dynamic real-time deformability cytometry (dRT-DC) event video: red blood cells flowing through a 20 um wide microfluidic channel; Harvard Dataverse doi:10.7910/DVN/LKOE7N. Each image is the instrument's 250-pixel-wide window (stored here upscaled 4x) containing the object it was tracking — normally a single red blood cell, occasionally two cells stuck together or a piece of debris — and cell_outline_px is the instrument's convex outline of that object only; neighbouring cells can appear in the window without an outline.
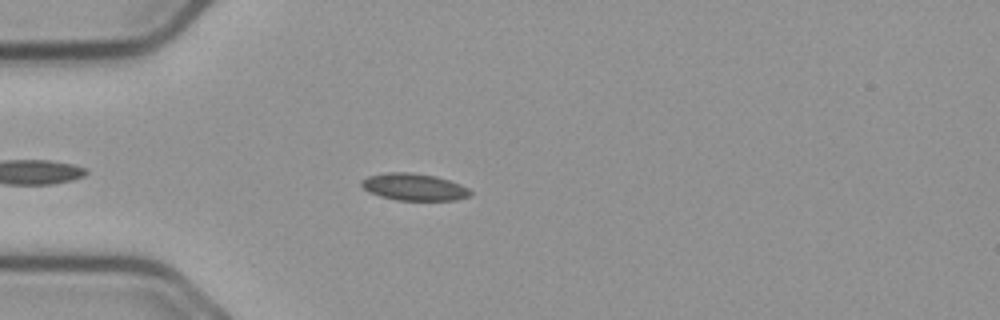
{"species": "common noctule bat (a hibernating species)", "species_latin": "Nyctalus noctula", "temperature_condition": "cold", "stored_images_in_passage": 26, "camera_frame_rate_fps": 3000, "um_per_image_px": 0.085, "animal": {"sex": "male", "body_mass_g": 23.1, "forearm_length_mm": 52.7}, "frame": {"image": 1, "passage_image": 8, "time_ms": 2.333, "image_size_px": [1000, 320], "cell_outline_px": [[472, 192], [468, 196], [456, 200], [396, 200], [380, 196], [368, 192], [360, 184], [360, 180], [368, 176], [388, 172], [412, 172], [436, 176], [460, 184], [468, 188]], "centroid_in_image_um": [35.16, 15.89], "position_along_channel_um": 49.8, "area_um2": 17.17}}
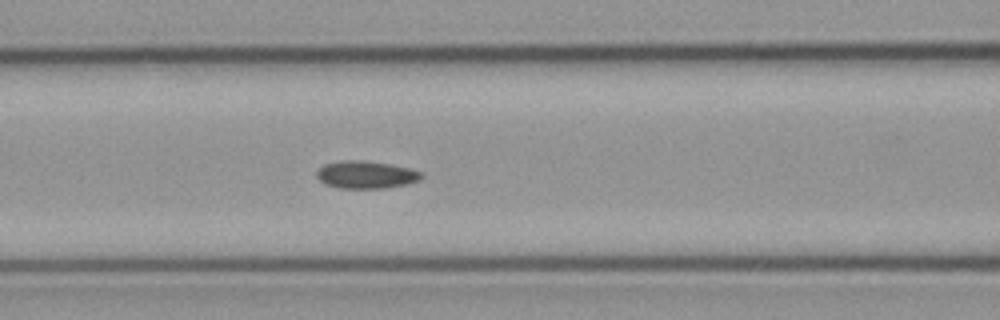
{"frame": {"image": 2, "passage_image": 16, "time_ms": 5.0, "image_size_px": [1000, 320], "cell_outline_px": [[424, 176], [420, 180], [408, 184], [384, 188], [340, 188], [324, 184], [316, 176], [316, 172], [324, 164], [344, 160], [360, 160], [388, 164], [412, 168], [424, 172]], "centroid_in_image_um": [31.15, 14.85], "position_along_channel_um": 135.4, "area_um2": 16.94}}
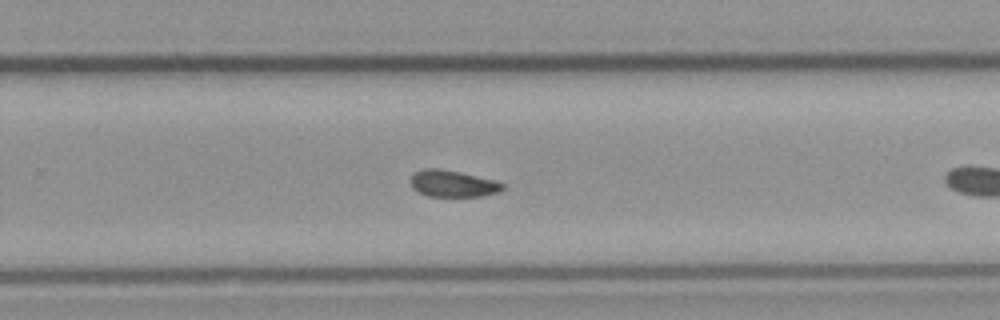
{"frame": {"image": 3, "passage_image": 25, "time_ms": 8.0, "image_size_px": [1000, 320], "cell_outline_px": [[504, 188], [500, 192], [480, 196], [428, 196], [412, 188], [412, 176], [416, 172], [424, 168], [436, 168], [460, 172], [496, 180], [504, 184]], "centroid_in_image_um": [38.53, 15.61], "position_along_channel_um": 291.3, "area_um2": 14.16}}